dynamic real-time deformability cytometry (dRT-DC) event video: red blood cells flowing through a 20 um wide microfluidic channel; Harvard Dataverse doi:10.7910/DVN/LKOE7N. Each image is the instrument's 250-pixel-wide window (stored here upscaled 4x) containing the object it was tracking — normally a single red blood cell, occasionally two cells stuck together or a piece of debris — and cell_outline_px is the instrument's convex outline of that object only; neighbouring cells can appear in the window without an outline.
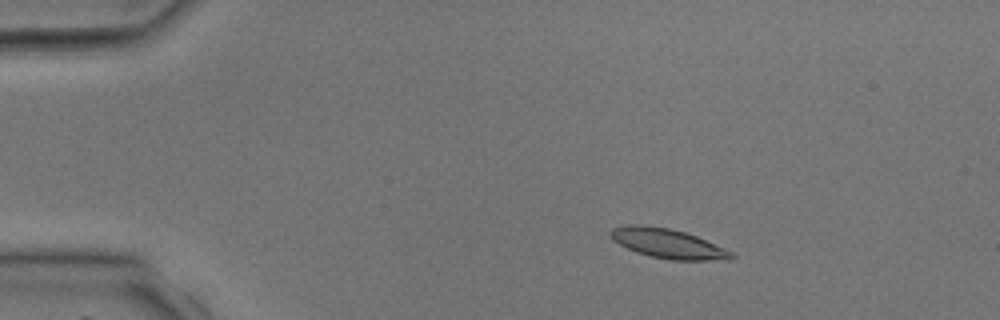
{"species": "common noctule bat (a hibernating species)", "species_latin": "Nyctalus noctula", "temperature_condition": "room temperature", "stored_images_in_passage": 40, "camera_frame_rate_fps": 3000, "um_per_image_px": 0.085, "animal": {"sex": "male", "body_mass_g": 17.9, "forearm_length_mm": 54.2}, "frame": {"image": 1, "passage_image": 7, "time_ms": 2.0, "image_size_px": [1000, 320], "cell_outline_px": [[736, 256], [732, 260], [672, 260], [652, 256], [636, 252], [612, 240], [612, 228], [628, 224], [640, 224], [668, 228], [684, 232], [696, 236], [724, 248], [732, 252]], "centroid_in_image_um": [56.8, 20.7], "position_along_channel_um": 28.2, "area_um2": 20.58}}
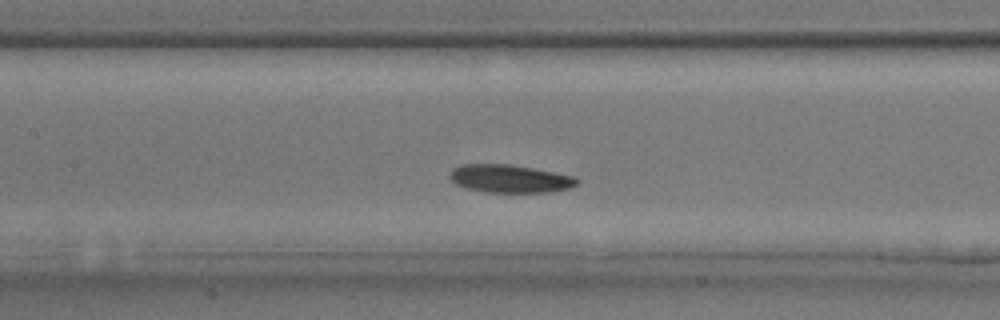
{"frame": {"image": 2, "passage_image": 19, "time_ms": 6.0, "image_size_px": [1000, 320], "cell_outline_px": [[580, 180], [576, 184], [568, 188], [548, 192], [488, 192], [468, 188], [456, 184], [448, 176], [452, 168], [460, 164], [512, 164], [576, 176]], "centroid_in_image_um": [43.33, 15.17], "position_along_channel_um": 164.1, "area_um2": 20.75}}
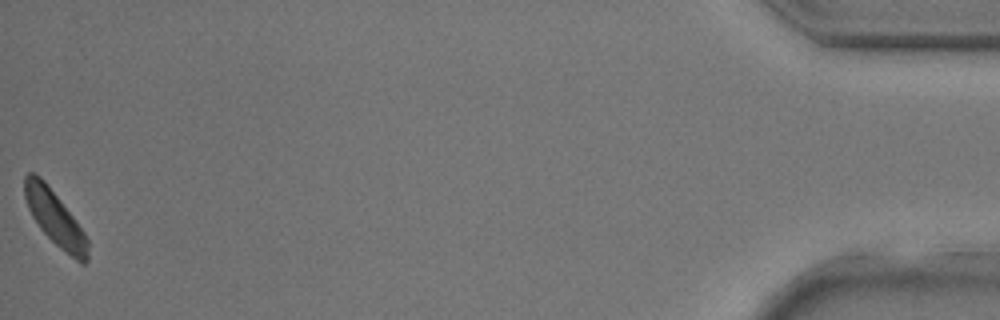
{"frame": {"image": 3, "passage_image": 40, "time_ms": 13.0, "image_size_px": [1000, 320], "cell_outline_px": [[88, 260], [84, 264], [80, 264], [60, 248], [40, 228], [32, 216], [28, 208], [24, 196], [24, 176], [28, 172], [36, 172], [44, 180], [72, 216], [84, 232], [88, 240]], "centroid_in_image_um": [4.66, 18.54], "position_along_channel_um": 430.5, "area_um2": 19.94}}